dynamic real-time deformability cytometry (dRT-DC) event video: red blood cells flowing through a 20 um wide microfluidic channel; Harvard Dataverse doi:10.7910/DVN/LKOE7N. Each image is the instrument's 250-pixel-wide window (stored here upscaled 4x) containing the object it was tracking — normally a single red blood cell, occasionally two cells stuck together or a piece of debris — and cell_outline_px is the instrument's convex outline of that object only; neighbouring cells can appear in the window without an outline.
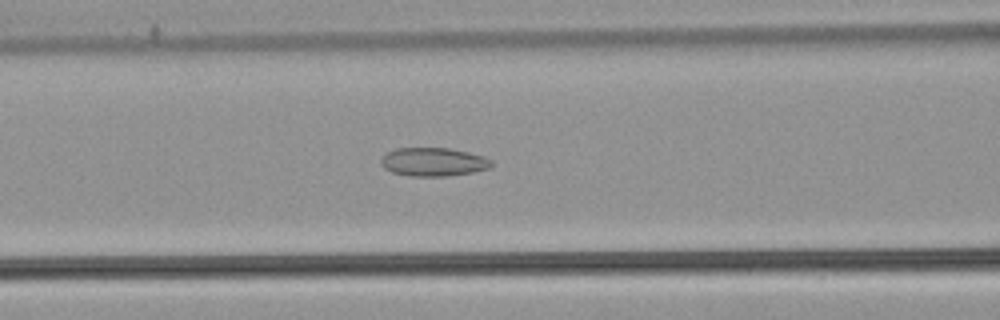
{"species": "common noctule bat (a hibernating species)", "species_latin": "Nyctalus noctula", "temperature_condition": "warm", "stored_images_in_passage": 51, "camera_frame_rate_fps": 3000, "um_per_image_px": 0.085, "animal": {"sex": "male", "body_mass_g": 21.5, "forearm_length_mm": 52.0}, "frame": {"image": 1, "passage_image": 21, "time_ms": 6.667, "image_size_px": [1000, 320], "cell_outline_px": [[492, 164], [488, 168], [472, 172], [448, 176], [408, 176], [392, 172], [384, 168], [380, 164], [380, 160], [388, 152], [396, 148], [448, 148], [468, 152], [484, 156], [492, 160]], "centroid_in_image_um": [36.82, 13.76], "position_along_channel_um": 129.8, "area_um2": 18.32}}
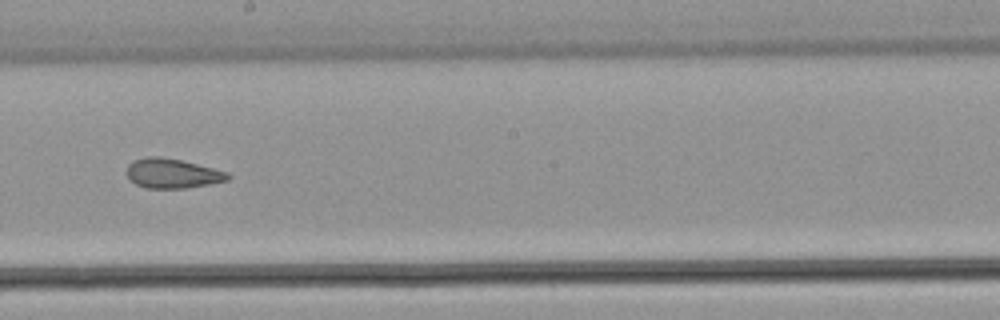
{"frame": {"image": 2, "passage_image": 29, "time_ms": 9.333, "image_size_px": [1000, 320], "cell_outline_px": [[232, 176], [228, 180], [208, 184], [184, 188], [148, 188], [136, 184], [128, 180], [128, 164], [132, 160], [144, 156], [160, 156], [180, 160], [228, 172]], "centroid_in_image_um": [14.62, 14.73], "position_along_channel_um": 233.6, "area_um2": 17.4}}
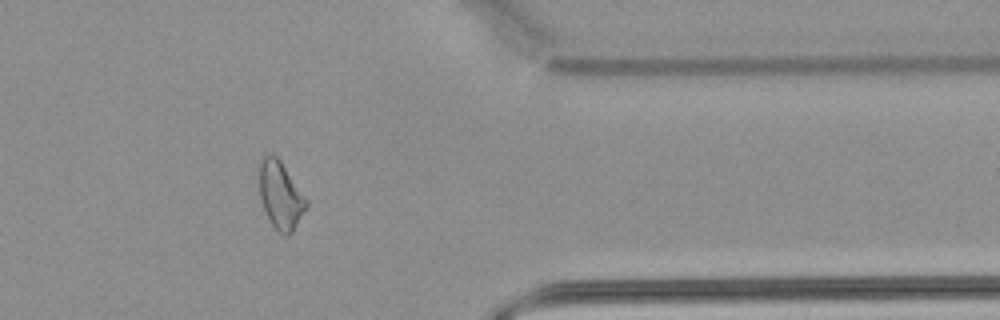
{"frame": {"image": 3, "passage_image": 42, "time_ms": 13.667, "image_size_px": [1000, 320], "cell_outline_px": [[308, 208], [292, 232], [288, 236], [284, 236], [272, 224], [264, 208], [260, 196], [256, 164], [260, 156], [264, 152], [272, 152], [280, 160], [308, 200]], "centroid_in_image_um": [23.8, 16.49], "position_along_channel_um": 387.6, "area_um2": 19.19}, "authors_computed_cell_mechanics": {"area_um2": 19.5942, "velocity_mm_per_s": 3.9058, "shape_relaxation_time_tau1_ms": null, "shape_relaxation_time_tau2_ms": 2.3168, "deformation_change_tau1": null, "deformation_change_tau2": 0.0947}}